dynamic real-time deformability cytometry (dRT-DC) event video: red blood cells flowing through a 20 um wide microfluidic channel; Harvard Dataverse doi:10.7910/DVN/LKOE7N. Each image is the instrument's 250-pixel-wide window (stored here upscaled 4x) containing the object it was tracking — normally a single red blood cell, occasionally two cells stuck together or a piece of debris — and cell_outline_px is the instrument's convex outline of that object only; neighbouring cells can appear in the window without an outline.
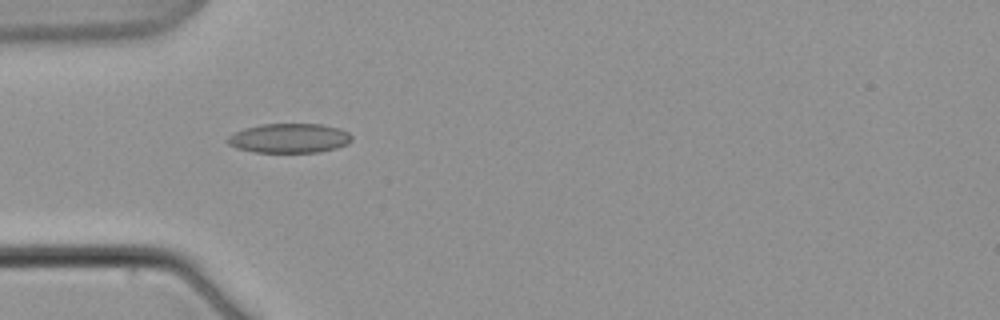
{"species": "common noctule bat (a hibernating species)", "species_latin": "Nyctalus noctula", "temperature_condition": "warm", "stored_images_in_passage": 4, "camera_frame_rate_fps": 3000, "um_per_image_px": 0.085, "animal": {"sex": "male", "body_mass_g": 21.5, "forearm_length_mm": 52.0}, "frame": {"image": 1, "passage_image": 4, "time_ms": 6.667, "image_size_px": [1000, 320], "cell_outline_px": [[352, 140], [348, 144], [336, 148], [320, 152], [256, 152], [236, 148], [228, 144], [224, 140], [228, 136], [244, 128], [264, 124], [320, 124], [340, 128], [348, 132], [352, 136]], "centroid_in_image_um": [24.6, 11.75], "position_along_channel_um": 60.4, "area_um2": 21.39}}